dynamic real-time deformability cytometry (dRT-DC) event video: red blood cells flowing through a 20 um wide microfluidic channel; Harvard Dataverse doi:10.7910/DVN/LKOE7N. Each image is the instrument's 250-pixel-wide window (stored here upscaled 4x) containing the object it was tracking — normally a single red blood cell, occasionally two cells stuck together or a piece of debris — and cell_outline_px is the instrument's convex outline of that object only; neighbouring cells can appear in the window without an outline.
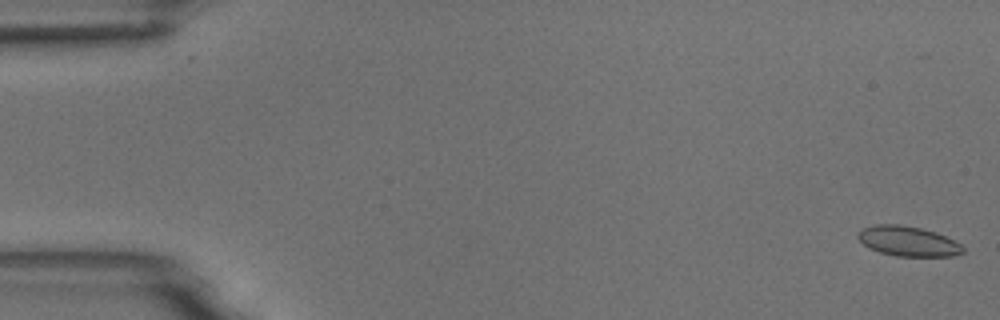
{"species": "common noctule bat (a hibernating species)", "species_latin": "Nyctalus noctula", "temperature_condition": "room temperature", "stored_images_in_passage": 54, "camera_frame_rate_fps": 3000, "um_per_image_px": 0.085, "animal": {"sex": "male", "body_mass_g": 18.8}, "frame": {"image": 1, "passage_image": 1, "time_ms": 0.0, "image_size_px": [1000, 320], "cell_outline_px": [[964, 252], [952, 256], [896, 256], [880, 252], [868, 248], [856, 236], [864, 228], [876, 224], [900, 224], [920, 228], [936, 232], [960, 244], [964, 248]], "centroid_in_image_um": [77.17, 20.5], "position_along_channel_um": 7.8, "area_um2": 18.15}}
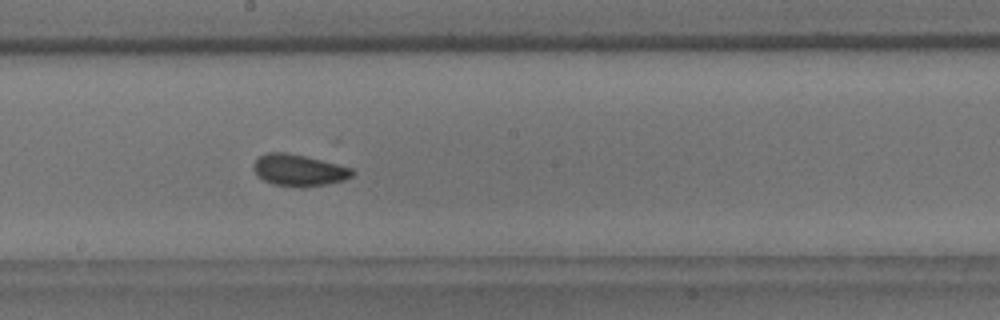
{"frame": {"image": 2, "passage_image": 30, "time_ms": 9.667, "image_size_px": [1000, 320], "cell_outline_px": [[356, 172], [352, 176], [344, 180], [328, 184], [300, 188], [272, 184], [256, 176], [252, 168], [256, 160], [260, 156], [268, 152], [288, 152], [352, 168]], "centroid_in_image_um": [25.38, 14.48], "position_along_channel_um": 222.8, "area_um2": 18.32}}
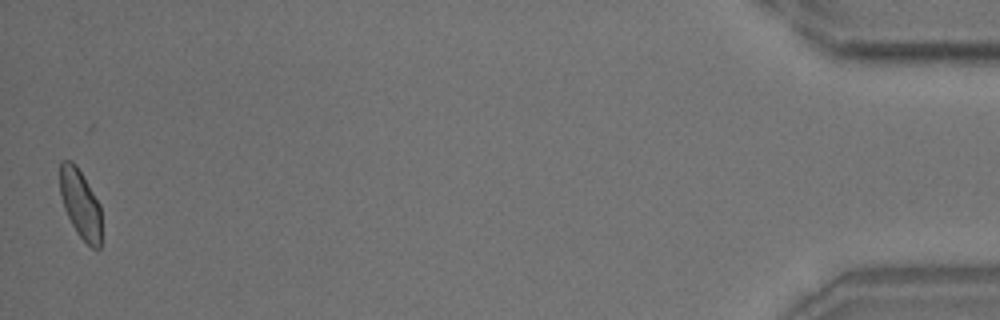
{"frame": {"image": 3, "passage_image": 54, "time_ms": 17.667, "image_size_px": [1000, 320], "cell_outline_px": [[100, 248], [92, 248], [76, 232], [64, 208], [60, 192], [60, 160], [72, 160], [76, 164], [100, 204]], "centroid_in_image_um": [6.82, 17.29], "position_along_channel_um": 428.4, "area_um2": 16.47}, "authors_computed_cell_mechanics": {"area_um2": 17.8024, "velocity_mm_per_s": 3.7226, "shape_relaxation_time_tau1_ms": 4.5262, "shape_relaxation_time_tau2_ms": 1.4677, "deformation_change_tau1": 0.0741, "deformation_change_tau2": 0.0522}}